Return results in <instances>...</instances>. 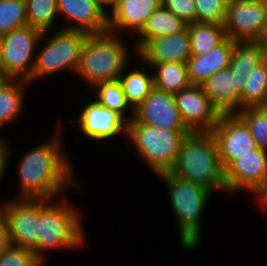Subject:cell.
<instances>
[{
    "instance_id": "obj_1",
    "label": "cell",
    "mask_w": 267,
    "mask_h": 266,
    "mask_svg": "<svg viewBox=\"0 0 267 266\" xmlns=\"http://www.w3.org/2000/svg\"><path fill=\"white\" fill-rule=\"evenodd\" d=\"M58 133L50 141L29 150L21 159L18 165V199L53 200L66 187L76 183L72 166L60 146Z\"/></svg>"
},
{
    "instance_id": "obj_2",
    "label": "cell",
    "mask_w": 267,
    "mask_h": 266,
    "mask_svg": "<svg viewBox=\"0 0 267 266\" xmlns=\"http://www.w3.org/2000/svg\"><path fill=\"white\" fill-rule=\"evenodd\" d=\"M170 173L210 192L226 191L224 169L210 131H194L184 137Z\"/></svg>"
},
{
    "instance_id": "obj_3",
    "label": "cell",
    "mask_w": 267,
    "mask_h": 266,
    "mask_svg": "<svg viewBox=\"0 0 267 266\" xmlns=\"http://www.w3.org/2000/svg\"><path fill=\"white\" fill-rule=\"evenodd\" d=\"M117 34L105 32L89 35L82 46L80 62L75 75L89 87L106 81L118 80L128 64V50Z\"/></svg>"
},
{
    "instance_id": "obj_4",
    "label": "cell",
    "mask_w": 267,
    "mask_h": 266,
    "mask_svg": "<svg viewBox=\"0 0 267 266\" xmlns=\"http://www.w3.org/2000/svg\"><path fill=\"white\" fill-rule=\"evenodd\" d=\"M159 176L165 179L169 189L171 204L178 220L179 241L184 249H195L201 237L200 219L212 192L170 172Z\"/></svg>"
},
{
    "instance_id": "obj_5",
    "label": "cell",
    "mask_w": 267,
    "mask_h": 266,
    "mask_svg": "<svg viewBox=\"0 0 267 266\" xmlns=\"http://www.w3.org/2000/svg\"><path fill=\"white\" fill-rule=\"evenodd\" d=\"M60 200L56 203L54 199L53 202L52 199H40L38 261L42 265L45 250L76 248L84 242L78 211L66 200Z\"/></svg>"
},
{
    "instance_id": "obj_6",
    "label": "cell",
    "mask_w": 267,
    "mask_h": 266,
    "mask_svg": "<svg viewBox=\"0 0 267 266\" xmlns=\"http://www.w3.org/2000/svg\"><path fill=\"white\" fill-rule=\"evenodd\" d=\"M191 130H168L143 123H127L130 138L138 154L159 175L170 172L174 166L180 145Z\"/></svg>"
},
{
    "instance_id": "obj_7",
    "label": "cell",
    "mask_w": 267,
    "mask_h": 266,
    "mask_svg": "<svg viewBox=\"0 0 267 266\" xmlns=\"http://www.w3.org/2000/svg\"><path fill=\"white\" fill-rule=\"evenodd\" d=\"M89 35L83 31L60 30L35 55L31 81L61 70L76 73L82 46Z\"/></svg>"
},
{
    "instance_id": "obj_8",
    "label": "cell",
    "mask_w": 267,
    "mask_h": 266,
    "mask_svg": "<svg viewBox=\"0 0 267 266\" xmlns=\"http://www.w3.org/2000/svg\"><path fill=\"white\" fill-rule=\"evenodd\" d=\"M8 244L34 252L38 260L40 199H18L0 207Z\"/></svg>"
},
{
    "instance_id": "obj_9",
    "label": "cell",
    "mask_w": 267,
    "mask_h": 266,
    "mask_svg": "<svg viewBox=\"0 0 267 266\" xmlns=\"http://www.w3.org/2000/svg\"><path fill=\"white\" fill-rule=\"evenodd\" d=\"M46 33L26 25L0 36L4 67L12 78L31 82L35 64L33 52Z\"/></svg>"
},
{
    "instance_id": "obj_10",
    "label": "cell",
    "mask_w": 267,
    "mask_h": 266,
    "mask_svg": "<svg viewBox=\"0 0 267 266\" xmlns=\"http://www.w3.org/2000/svg\"><path fill=\"white\" fill-rule=\"evenodd\" d=\"M226 192L246 189L261 201L267 195V150L256 148L224 169Z\"/></svg>"
},
{
    "instance_id": "obj_11",
    "label": "cell",
    "mask_w": 267,
    "mask_h": 266,
    "mask_svg": "<svg viewBox=\"0 0 267 266\" xmlns=\"http://www.w3.org/2000/svg\"><path fill=\"white\" fill-rule=\"evenodd\" d=\"M267 16V4L261 0H229L224 29L234 41H258Z\"/></svg>"
},
{
    "instance_id": "obj_12",
    "label": "cell",
    "mask_w": 267,
    "mask_h": 266,
    "mask_svg": "<svg viewBox=\"0 0 267 266\" xmlns=\"http://www.w3.org/2000/svg\"><path fill=\"white\" fill-rule=\"evenodd\" d=\"M210 132L216 142L223 169L234 159L250 154L257 148L248 125L237 113L221 114Z\"/></svg>"
},
{
    "instance_id": "obj_13",
    "label": "cell",
    "mask_w": 267,
    "mask_h": 266,
    "mask_svg": "<svg viewBox=\"0 0 267 266\" xmlns=\"http://www.w3.org/2000/svg\"><path fill=\"white\" fill-rule=\"evenodd\" d=\"M127 123H143L168 130H190L182 120L174 94L154 87Z\"/></svg>"
},
{
    "instance_id": "obj_14",
    "label": "cell",
    "mask_w": 267,
    "mask_h": 266,
    "mask_svg": "<svg viewBox=\"0 0 267 266\" xmlns=\"http://www.w3.org/2000/svg\"><path fill=\"white\" fill-rule=\"evenodd\" d=\"M179 113L192 131H211L219 121L220 113L204 93L202 86L189 85L175 93Z\"/></svg>"
},
{
    "instance_id": "obj_15",
    "label": "cell",
    "mask_w": 267,
    "mask_h": 266,
    "mask_svg": "<svg viewBox=\"0 0 267 266\" xmlns=\"http://www.w3.org/2000/svg\"><path fill=\"white\" fill-rule=\"evenodd\" d=\"M136 53L151 69L155 64L166 62L186 64L192 55L188 28L150 39Z\"/></svg>"
},
{
    "instance_id": "obj_16",
    "label": "cell",
    "mask_w": 267,
    "mask_h": 266,
    "mask_svg": "<svg viewBox=\"0 0 267 266\" xmlns=\"http://www.w3.org/2000/svg\"><path fill=\"white\" fill-rule=\"evenodd\" d=\"M248 76L232 75L229 67L210 76L201 86L220 114L240 111V95Z\"/></svg>"
},
{
    "instance_id": "obj_17",
    "label": "cell",
    "mask_w": 267,
    "mask_h": 266,
    "mask_svg": "<svg viewBox=\"0 0 267 266\" xmlns=\"http://www.w3.org/2000/svg\"><path fill=\"white\" fill-rule=\"evenodd\" d=\"M78 122L84 136L93 140H108L120 132L127 133V121L97 100L84 107Z\"/></svg>"
},
{
    "instance_id": "obj_18",
    "label": "cell",
    "mask_w": 267,
    "mask_h": 266,
    "mask_svg": "<svg viewBox=\"0 0 267 266\" xmlns=\"http://www.w3.org/2000/svg\"><path fill=\"white\" fill-rule=\"evenodd\" d=\"M57 13L74 22L65 30L88 35L108 32V14L94 0H57Z\"/></svg>"
},
{
    "instance_id": "obj_19",
    "label": "cell",
    "mask_w": 267,
    "mask_h": 266,
    "mask_svg": "<svg viewBox=\"0 0 267 266\" xmlns=\"http://www.w3.org/2000/svg\"><path fill=\"white\" fill-rule=\"evenodd\" d=\"M161 5L162 0H120L108 16V31L116 34L130 30L138 34L147 18Z\"/></svg>"
},
{
    "instance_id": "obj_20",
    "label": "cell",
    "mask_w": 267,
    "mask_h": 266,
    "mask_svg": "<svg viewBox=\"0 0 267 266\" xmlns=\"http://www.w3.org/2000/svg\"><path fill=\"white\" fill-rule=\"evenodd\" d=\"M236 41L226 37L210 52L203 55H191L187 72L191 85H202L210 76L229 67L232 50Z\"/></svg>"
},
{
    "instance_id": "obj_21",
    "label": "cell",
    "mask_w": 267,
    "mask_h": 266,
    "mask_svg": "<svg viewBox=\"0 0 267 266\" xmlns=\"http://www.w3.org/2000/svg\"><path fill=\"white\" fill-rule=\"evenodd\" d=\"M187 27V23L176 17L163 5L155 10L146 20L142 30L137 34L136 52L150 39L172 35Z\"/></svg>"
},
{
    "instance_id": "obj_22",
    "label": "cell",
    "mask_w": 267,
    "mask_h": 266,
    "mask_svg": "<svg viewBox=\"0 0 267 266\" xmlns=\"http://www.w3.org/2000/svg\"><path fill=\"white\" fill-rule=\"evenodd\" d=\"M267 58V48L259 41H236L229 69L232 75L248 76Z\"/></svg>"
},
{
    "instance_id": "obj_23",
    "label": "cell",
    "mask_w": 267,
    "mask_h": 266,
    "mask_svg": "<svg viewBox=\"0 0 267 266\" xmlns=\"http://www.w3.org/2000/svg\"><path fill=\"white\" fill-rule=\"evenodd\" d=\"M27 83L25 79L11 78L0 84V126L14 121L22 113L23 89Z\"/></svg>"
},
{
    "instance_id": "obj_24",
    "label": "cell",
    "mask_w": 267,
    "mask_h": 266,
    "mask_svg": "<svg viewBox=\"0 0 267 266\" xmlns=\"http://www.w3.org/2000/svg\"><path fill=\"white\" fill-rule=\"evenodd\" d=\"M190 34L192 55H203L210 52L227 36L223 24L194 22L187 24Z\"/></svg>"
},
{
    "instance_id": "obj_25",
    "label": "cell",
    "mask_w": 267,
    "mask_h": 266,
    "mask_svg": "<svg viewBox=\"0 0 267 266\" xmlns=\"http://www.w3.org/2000/svg\"><path fill=\"white\" fill-rule=\"evenodd\" d=\"M156 72L154 76V87L175 94L190 85L188 79L187 65L178 62H166L155 64L152 69Z\"/></svg>"
},
{
    "instance_id": "obj_26",
    "label": "cell",
    "mask_w": 267,
    "mask_h": 266,
    "mask_svg": "<svg viewBox=\"0 0 267 266\" xmlns=\"http://www.w3.org/2000/svg\"><path fill=\"white\" fill-rule=\"evenodd\" d=\"M240 95V110L245 107L264 106L267 96V58L248 74Z\"/></svg>"
},
{
    "instance_id": "obj_27",
    "label": "cell",
    "mask_w": 267,
    "mask_h": 266,
    "mask_svg": "<svg viewBox=\"0 0 267 266\" xmlns=\"http://www.w3.org/2000/svg\"><path fill=\"white\" fill-rule=\"evenodd\" d=\"M123 69L118 81L120 82L127 102L134 110L145 98L150 94L154 88V76H148L147 73L139 69L129 71L124 75Z\"/></svg>"
},
{
    "instance_id": "obj_28",
    "label": "cell",
    "mask_w": 267,
    "mask_h": 266,
    "mask_svg": "<svg viewBox=\"0 0 267 266\" xmlns=\"http://www.w3.org/2000/svg\"><path fill=\"white\" fill-rule=\"evenodd\" d=\"M27 24L39 31L52 29L57 13V0H26Z\"/></svg>"
},
{
    "instance_id": "obj_29",
    "label": "cell",
    "mask_w": 267,
    "mask_h": 266,
    "mask_svg": "<svg viewBox=\"0 0 267 266\" xmlns=\"http://www.w3.org/2000/svg\"><path fill=\"white\" fill-rule=\"evenodd\" d=\"M93 88L97 91V101L106 108L116 111L127 122L128 117H125L126 109H129L130 104L127 102L122 86L118 80L106 81L96 84Z\"/></svg>"
},
{
    "instance_id": "obj_30",
    "label": "cell",
    "mask_w": 267,
    "mask_h": 266,
    "mask_svg": "<svg viewBox=\"0 0 267 266\" xmlns=\"http://www.w3.org/2000/svg\"><path fill=\"white\" fill-rule=\"evenodd\" d=\"M26 25V0H0V36Z\"/></svg>"
},
{
    "instance_id": "obj_31",
    "label": "cell",
    "mask_w": 267,
    "mask_h": 266,
    "mask_svg": "<svg viewBox=\"0 0 267 266\" xmlns=\"http://www.w3.org/2000/svg\"><path fill=\"white\" fill-rule=\"evenodd\" d=\"M248 125L257 148L267 150V108L245 107L237 113Z\"/></svg>"
},
{
    "instance_id": "obj_32",
    "label": "cell",
    "mask_w": 267,
    "mask_h": 266,
    "mask_svg": "<svg viewBox=\"0 0 267 266\" xmlns=\"http://www.w3.org/2000/svg\"><path fill=\"white\" fill-rule=\"evenodd\" d=\"M196 22L224 24L229 0H194Z\"/></svg>"
},
{
    "instance_id": "obj_33",
    "label": "cell",
    "mask_w": 267,
    "mask_h": 266,
    "mask_svg": "<svg viewBox=\"0 0 267 266\" xmlns=\"http://www.w3.org/2000/svg\"><path fill=\"white\" fill-rule=\"evenodd\" d=\"M0 266H43L35 257L34 252L7 244L0 251Z\"/></svg>"
},
{
    "instance_id": "obj_34",
    "label": "cell",
    "mask_w": 267,
    "mask_h": 266,
    "mask_svg": "<svg viewBox=\"0 0 267 266\" xmlns=\"http://www.w3.org/2000/svg\"><path fill=\"white\" fill-rule=\"evenodd\" d=\"M162 5L187 24L196 22L197 8L194 0H162Z\"/></svg>"
},
{
    "instance_id": "obj_35",
    "label": "cell",
    "mask_w": 267,
    "mask_h": 266,
    "mask_svg": "<svg viewBox=\"0 0 267 266\" xmlns=\"http://www.w3.org/2000/svg\"><path fill=\"white\" fill-rule=\"evenodd\" d=\"M8 144L4 139L0 138V180L3 178V175L7 168L8 155H10L11 151Z\"/></svg>"
},
{
    "instance_id": "obj_36",
    "label": "cell",
    "mask_w": 267,
    "mask_h": 266,
    "mask_svg": "<svg viewBox=\"0 0 267 266\" xmlns=\"http://www.w3.org/2000/svg\"><path fill=\"white\" fill-rule=\"evenodd\" d=\"M8 244L7 232H6V223L0 213V251Z\"/></svg>"
},
{
    "instance_id": "obj_37",
    "label": "cell",
    "mask_w": 267,
    "mask_h": 266,
    "mask_svg": "<svg viewBox=\"0 0 267 266\" xmlns=\"http://www.w3.org/2000/svg\"><path fill=\"white\" fill-rule=\"evenodd\" d=\"M104 11L105 7H111V12L119 4L120 0H94Z\"/></svg>"
},
{
    "instance_id": "obj_38",
    "label": "cell",
    "mask_w": 267,
    "mask_h": 266,
    "mask_svg": "<svg viewBox=\"0 0 267 266\" xmlns=\"http://www.w3.org/2000/svg\"><path fill=\"white\" fill-rule=\"evenodd\" d=\"M12 77L6 72L3 62V52L0 45V79H11Z\"/></svg>"
},
{
    "instance_id": "obj_39",
    "label": "cell",
    "mask_w": 267,
    "mask_h": 266,
    "mask_svg": "<svg viewBox=\"0 0 267 266\" xmlns=\"http://www.w3.org/2000/svg\"><path fill=\"white\" fill-rule=\"evenodd\" d=\"M258 41L261 42L267 48V16H266V21H265L263 32Z\"/></svg>"
},
{
    "instance_id": "obj_40",
    "label": "cell",
    "mask_w": 267,
    "mask_h": 266,
    "mask_svg": "<svg viewBox=\"0 0 267 266\" xmlns=\"http://www.w3.org/2000/svg\"><path fill=\"white\" fill-rule=\"evenodd\" d=\"M264 204V205H263ZM263 207L266 206L267 207V199L262 203Z\"/></svg>"
},
{
    "instance_id": "obj_41",
    "label": "cell",
    "mask_w": 267,
    "mask_h": 266,
    "mask_svg": "<svg viewBox=\"0 0 267 266\" xmlns=\"http://www.w3.org/2000/svg\"><path fill=\"white\" fill-rule=\"evenodd\" d=\"M266 199H267V195L260 202L263 203Z\"/></svg>"
},
{
    "instance_id": "obj_42",
    "label": "cell",
    "mask_w": 267,
    "mask_h": 266,
    "mask_svg": "<svg viewBox=\"0 0 267 266\" xmlns=\"http://www.w3.org/2000/svg\"><path fill=\"white\" fill-rule=\"evenodd\" d=\"M6 80H9V79H0V84H1L3 81H6Z\"/></svg>"
},
{
    "instance_id": "obj_43",
    "label": "cell",
    "mask_w": 267,
    "mask_h": 266,
    "mask_svg": "<svg viewBox=\"0 0 267 266\" xmlns=\"http://www.w3.org/2000/svg\"><path fill=\"white\" fill-rule=\"evenodd\" d=\"M263 3L267 4V0H261Z\"/></svg>"
},
{
    "instance_id": "obj_44",
    "label": "cell",
    "mask_w": 267,
    "mask_h": 266,
    "mask_svg": "<svg viewBox=\"0 0 267 266\" xmlns=\"http://www.w3.org/2000/svg\"><path fill=\"white\" fill-rule=\"evenodd\" d=\"M265 107L267 108V96H266V102H265Z\"/></svg>"
}]
</instances>
